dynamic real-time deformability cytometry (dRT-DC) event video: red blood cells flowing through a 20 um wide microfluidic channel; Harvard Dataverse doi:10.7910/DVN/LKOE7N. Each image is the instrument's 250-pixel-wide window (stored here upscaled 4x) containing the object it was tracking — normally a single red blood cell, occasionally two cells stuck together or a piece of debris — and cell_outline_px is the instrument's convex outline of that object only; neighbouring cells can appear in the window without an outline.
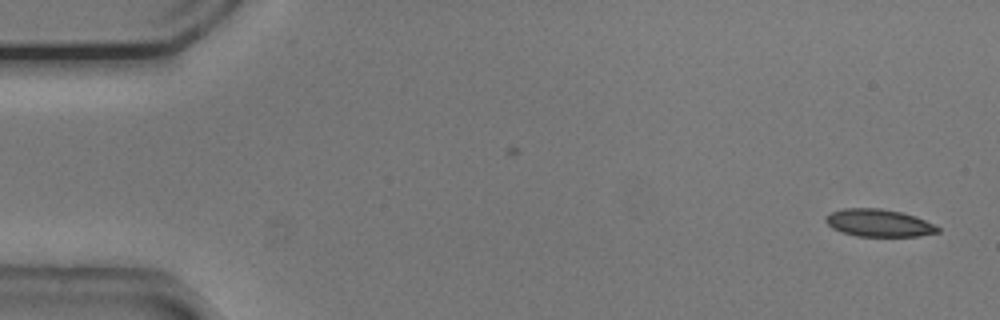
{"species": "common noctule bat (a hibernating species)", "species_latin": "Nyctalus noctula", "temperature_condition": "cold", "stored_images_in_passage": 52, "camera_frame_rate_fps": 3000, "um_per_image_px": 0.085, "animal": {"sex": "male", "body_mass_g": 20.5, "forearm_length_mm": 52.5}, "frame": {"image": 1, "passage_image": 1, "time_ms": 0.0, "image_size_px": [1000, 320], "cell_outline_px": [[940, 232], [920, 236], [856, 236], [832, 228], [824, 220], [824, 216], [832, 212], [844, 208], [880, 208], [900, 212], [916, 216], [940, 228]], "centroid_in_image_um": [74.69, 18.95], "position_along_channel_um": 10.3, "area_um2": 17.86}}
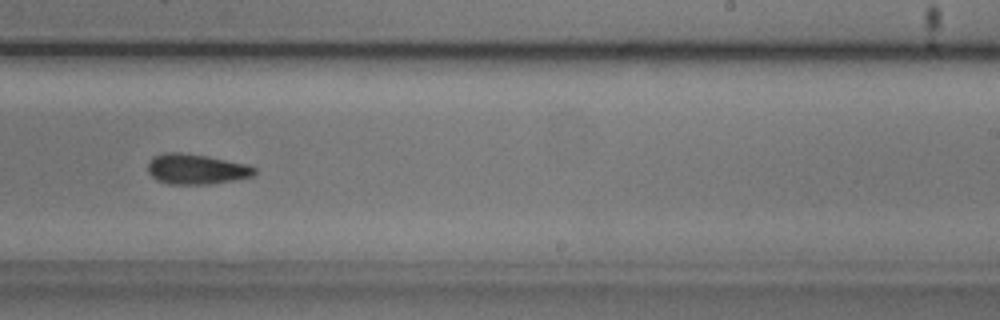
{"frame": {"image": 2, "passage_image": 32, "time_ms": 10.333, "image_size_px": [1000, 320], "cell_outline_px": [[256, 172], [252, 176], [236, 180], [208, 184], [168, 184], [156, 180], [148, 172], [148, 164], [152, 156], [164, 152], [180, 152], [208, 156], [248, 164], [256, 168]], "centroid_in_image_um": [16.67, 14.37], "position_along_channel_um": 272.3, "area_um2": 19.02}}
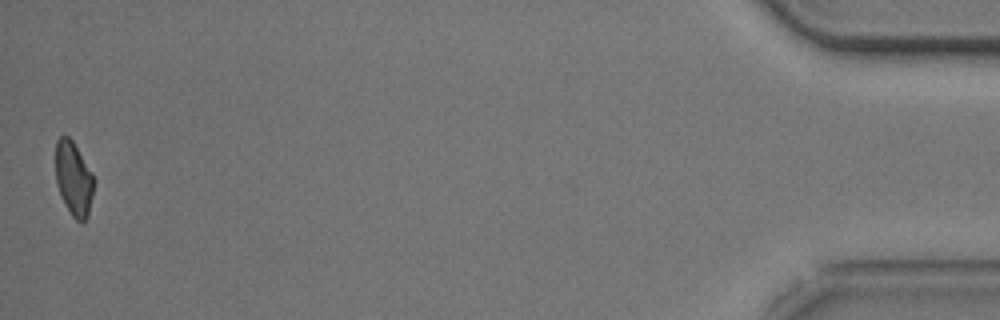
{"frame": {"image": 3, "passage_image": 52, "time_ms": 17.0, "image_size_px": [1000, 320], "cell_outline_px": [[96, 180], [88, 216], [84, 220], [76, 220], [72, 216], [60, 196], [56, 184], [56, 140], [60, 136], [68, 136], [72, 140], [92, 172]], "centroid_in_image_um": [6.27, 15.19], "position_along_channel_um": 428.9, "area_um2": 16.65}, "authors_computed_cell_mechanics": {"area_um2": 18.6694, "velocity_mm_per_s": 3.7495, "shape_relaxation_time_tau1_ms": 4.1253, "shape_relaxation_time_tau2_ms": 11.3737, "deformation_change_tau1": 0.091, "deformation_change_tau2": 0.1746}}